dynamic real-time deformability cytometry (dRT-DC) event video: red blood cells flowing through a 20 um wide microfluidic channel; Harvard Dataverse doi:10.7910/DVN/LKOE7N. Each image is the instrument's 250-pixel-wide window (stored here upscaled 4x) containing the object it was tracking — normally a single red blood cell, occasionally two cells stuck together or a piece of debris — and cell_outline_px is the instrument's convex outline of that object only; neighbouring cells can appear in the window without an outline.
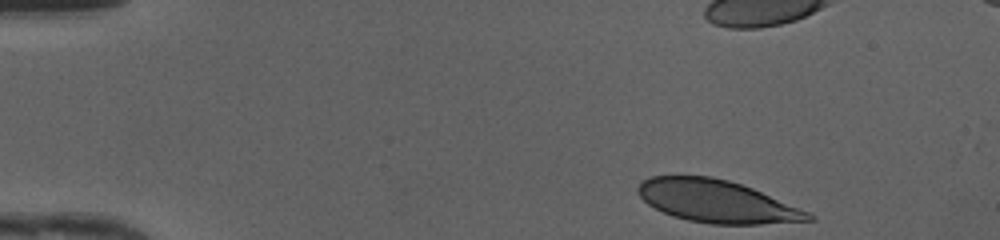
{"species": "human", "species_latin": "Homo sapiens", "temperature_condition": "cold", "stored_images_in_passage": 43, "camera_frame_rate_fps": 3000, "um_per_image_px": 0.085, "donor": {"sex": "female"}, "frame": {"image": 1, "passage_image": 1, "time_ms": 0.0, "image_size_px": [1000, 240], "cell_outline_px": [[816, 220], [760, 224], [712, 224], [688, 220], [672, 216], [648, 204], [636, 192], [636, 188], [648, 176], [712, 176], [728, 180], [752, 188], [808, 212], [816, 216]], "centroid_in_image_um": [60.91, 17.11], "position_along_channel_um": 24.1, "area_um2": 41.85}, "authors_computed_cell_mechanics": {"area_um2": 43.7546, "velocity_mm_per_s": 4.1868, "shape_relaxation_time_tau1_ms": 6.7854, "shape_relaxation_time_tau2_ms": null, "deformation_change_tau1": 0.2049, "deformation_change_tau2": null}}